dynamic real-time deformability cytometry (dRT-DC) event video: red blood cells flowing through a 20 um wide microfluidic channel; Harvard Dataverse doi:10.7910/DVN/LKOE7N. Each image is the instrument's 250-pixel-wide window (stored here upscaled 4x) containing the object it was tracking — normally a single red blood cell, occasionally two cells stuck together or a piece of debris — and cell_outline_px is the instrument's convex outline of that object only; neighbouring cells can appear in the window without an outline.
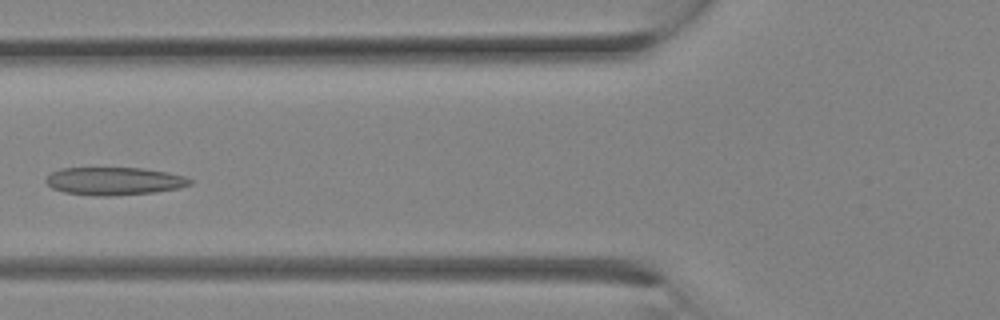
{"species": "Egyptian fruit bat (a non-hibernating species)", "species_latin": "Rousettus aegyptiacus", "temperature_condition": "room temperature", "stored_images_in_passage": 11, "camera_frame_rate_fps": 3000, "um_per_image_px": 0.085, "animal": {"sex": "female"}, "frame": {"image": 1, "passage_image": 10, "time_ms": 3.0, "image_size_px": [1000, 320], "cell_outline_px": [[192, 184], [180, 188], [152, 192], [108, 196], [96, 196], [64, 192], [52, 188], [44, 180], [52, 172], [60, 168], [144, 168], [184, 176], [192, 180]], "centroid_in_image_um": [9.69, 15.39], "position_along_channel_um": 116.1, "area_um2": 23.24}}